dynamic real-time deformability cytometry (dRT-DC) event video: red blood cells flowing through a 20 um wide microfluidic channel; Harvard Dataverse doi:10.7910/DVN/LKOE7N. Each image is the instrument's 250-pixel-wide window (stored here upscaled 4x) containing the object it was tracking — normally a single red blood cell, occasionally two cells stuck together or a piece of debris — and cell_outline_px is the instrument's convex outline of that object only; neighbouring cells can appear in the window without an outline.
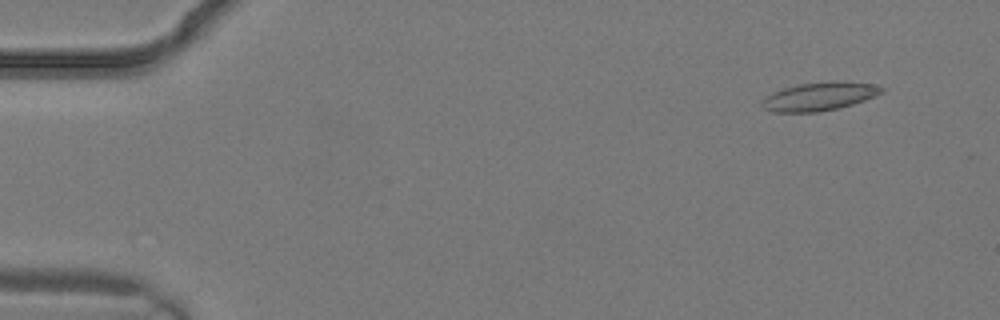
{"species": "common noctule bat (a hibernating species)", "species_latin": "Nyctalus noctula", "temperature_condition": "warm", "stored_images_in_passage": 3, "camera_frame_rate_fps": 3000, "um_per_image_px": 0.085, "animal": {"sex": "male", "body_mass_g": 19.2, "forearm_length_mm": 51.8}, "frame": {"image": 1, "passage_image": 1, "time_ms": 0.0, "image_size_px": [1000, 320], "cell_outline_px": [[884, 92], [876, 96], [852, 104], [836, 108], [816, 112], [772, 112], [764, 108], [760, 104], [764, 96], [772, 92], [784, 88], [800, 84], [832, 80], [844, 80], [872, 84], [884, 88]], "centroid_in_image_um": [69.64, 8.18], "position_along_channel_um": 15.4, "area_um2": 19.94}}